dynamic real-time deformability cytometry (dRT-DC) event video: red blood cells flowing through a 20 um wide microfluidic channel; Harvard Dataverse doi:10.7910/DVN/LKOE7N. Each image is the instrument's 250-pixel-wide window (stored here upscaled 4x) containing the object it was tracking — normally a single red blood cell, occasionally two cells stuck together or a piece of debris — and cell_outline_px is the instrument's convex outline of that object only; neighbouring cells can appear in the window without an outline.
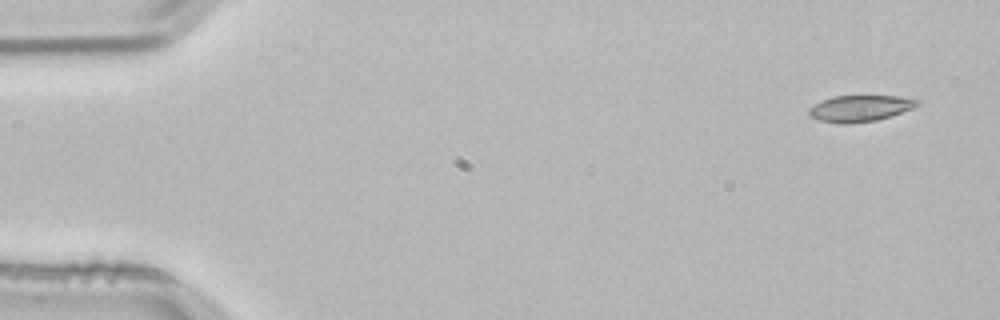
{"species": "common noctule bat (a hibernating species)", "species_latin": "Nyctalus noctula", "temperature_condition": "room temperature", "stored_images_in_passage": 3, "camera_frame_rate_fps": 3000, "um_per_image_px": 0.085, "animal": {"sex": "male", "body_mass_g": 21.5, "forearm_length_mm": 52.0}, "frame": {"image": 1, "passage_image": 1, "time_ms": 0.0, "image_size_px": [1000, 320], "cell_outline_px": [[920, 104], [912, 108], [876, 120], [848, 124], [840, 124], [820, 120], [808, 116], [808, 108], [832, 96], [900, 96], [920, 100]], "centroid_in_image_um": [73.08, 9.21], "position_along_channel_um": 11.9, "area_um2": 16.47}}